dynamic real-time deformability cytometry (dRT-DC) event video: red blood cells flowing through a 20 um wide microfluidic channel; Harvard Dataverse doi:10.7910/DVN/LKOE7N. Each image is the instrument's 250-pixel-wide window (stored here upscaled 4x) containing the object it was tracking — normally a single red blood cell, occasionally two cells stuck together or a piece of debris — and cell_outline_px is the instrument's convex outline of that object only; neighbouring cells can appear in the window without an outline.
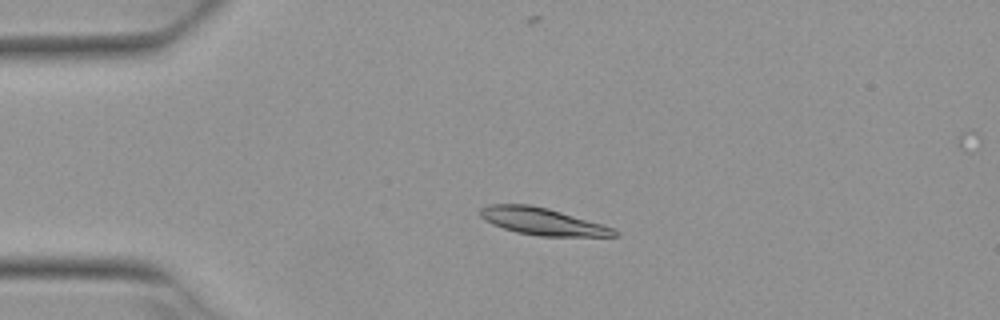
{"species": "Egyptian fruit bat (a non-hibernating species)", "species_latin": "Rousettus aegyptiacus", "temperature_condition": "warm", "stored_images_in_passage": 3, "camera_frame_rate_fps": 3000, "um_per_image_px": 0.085, "animal": {"sex": "female"}, "frame": {"image": 1, "passage_image": 2, "time_ms": 0.333, "image_size_px": [1000, 320], "cell_outline_px": [[620, 232], [616, 236], [540, 236], [516, 232], [492, 224], [484, 220], [480, 216], [480, 208], [488, 204], [528, 204], [548, 208], [604, 224], [616, 228]], "centroid_in_image_um": [46.13, 18.82], "position_along_channel_um": 38.9, "area_um2": 21.33}}